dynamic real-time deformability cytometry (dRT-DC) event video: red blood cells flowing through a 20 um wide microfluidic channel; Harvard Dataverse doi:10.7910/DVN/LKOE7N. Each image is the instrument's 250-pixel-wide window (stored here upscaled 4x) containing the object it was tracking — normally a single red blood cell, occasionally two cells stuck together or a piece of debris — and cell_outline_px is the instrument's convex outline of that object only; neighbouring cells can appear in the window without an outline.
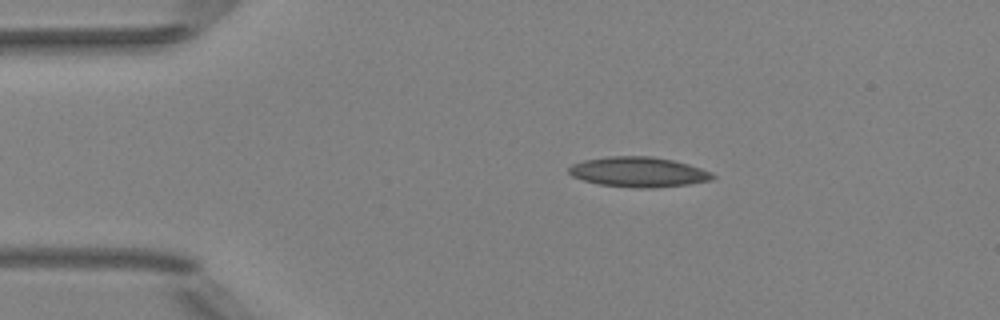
{"species": "Egyptian fruit bat (a non-hibernating species)", "species_latin": "Rousettus aegyptiacus", "temperature_condition": "room temperature", "stored_images_in_passage": 42, "camera_frame_rate_fps": 3000, "um_per_image_px": 0.085, "animal": {"sex": "female"}, "frame": {"image": 1, "passage_image": 1, "time_ms": 0.0, "image_size_px": [1000, 320], "cell_outline_px": [[716, 176], [712, 180], [688, 184], [656, 188], [636, 188], [600, 184], [584, 180], [572, 176], [568, 172], [568, 168], [572, 164], [584, 160], [608, 156], [652, 156], [672, 160], [688, 164], [712, 172]], "centroid_in_image_um": [54.28, 14.62], "position_along_channel_um": 30.7, "area_um2": 25.2}}
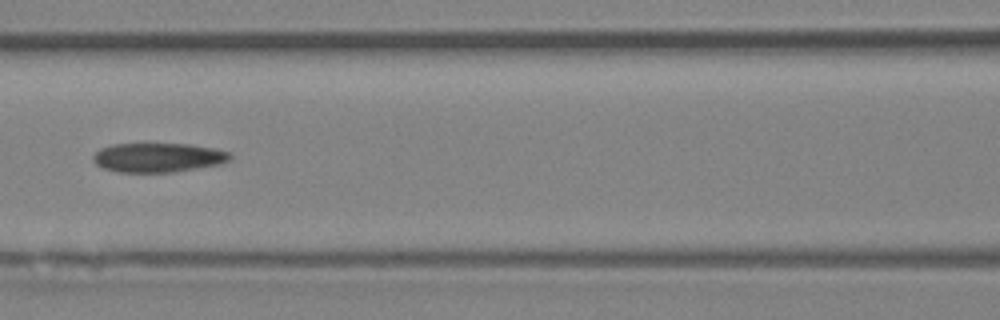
{"frame": {"image": 2, "passage_image": 14, "time_ms": 4.333, "image_size_px": [1000, 320], "cell_outline_px": [[232, 156], [228, 160], [220, 164], [172, 172], [120, 172], [104, 168], [96, 164], [92, 160], [92, 156], [100, 148], [112, 144], [188, 144], [216, 148], [232, 152]], "centroid_in_image_um": [13.45, 13.38], "position_along_channel_um": 153.2, "area_um2": 23.35}}
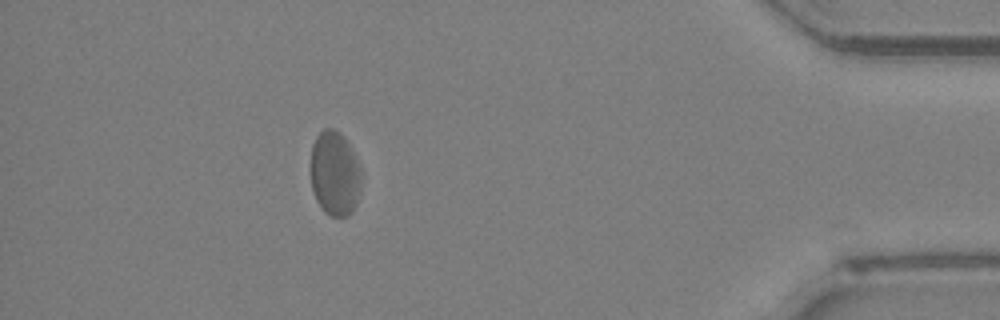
{"frame": {"image": 3, "passage_image": 37, "time_ms": 12.0, "image_size_px": [1000, 320], "cell_outline_px": [[360, 188], [356, 204], [352, 212], [348, 216], [332, 216], [324, 212], [316, 200], [312, 188], [312, 144], [316, 136], [324, 128], [332, 128], [340, 132], [344, 136], [360, 168]], "centroid_in_image_um": [28.45, 14.76], "position_along_channel_um": 406.7, "area_um2": 24.68}, "authors_computed_cell_mechanics": {"area_um2": 24.6517, "velocity_mm_per_s": 3.9872, "shape_relaxation_time_tau1_ms": null, "shape_relaxation_time_tau2_ms": 5.8183, "deformation_change_tau1": null, "deformation_change_tau2": 0.1237}}